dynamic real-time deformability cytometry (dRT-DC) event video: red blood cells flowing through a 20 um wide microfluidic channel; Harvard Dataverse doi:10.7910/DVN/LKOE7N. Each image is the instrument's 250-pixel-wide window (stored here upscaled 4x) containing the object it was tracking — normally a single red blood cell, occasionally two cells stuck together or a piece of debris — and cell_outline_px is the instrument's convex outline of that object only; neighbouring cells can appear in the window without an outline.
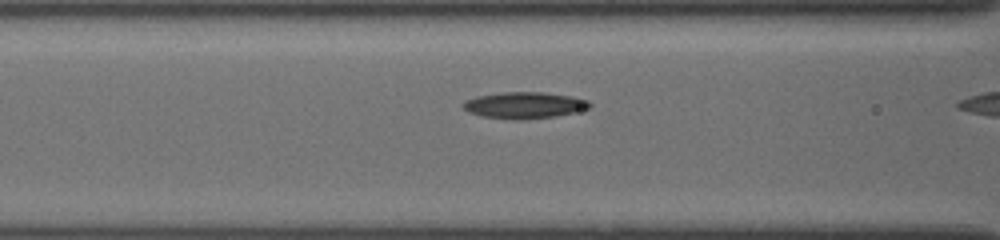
{"species": "common noctule bat (a hibernating species)", "species_latin": "Nyctalus noctula", "temperature_condition": "cold", "stored_images_in_passage": 13, "camera_frame_rate_fps": 3000, "um_per_image_px": 0.085, "animal": {"sex": "female", "body_mass_g": 19.5, "forearm_length_mm": 54.1}, "frame": {"image": 1, "passage_image": 11, "time_ms": 2.333, "image_size_px": [1000, 240], "cell_outline_px": [[592, 104], [588, 108], [556, 116], [520, 120], [484, 116], [468, 112], [460, 104], [464, 100], [476, 96], [504, 92], [544, 92], [572, 96], [588, 100]], "centroid_in_image_um": [44.54, 8.93], "position_along_channel_um": 122.1, "area_um2": 19.42}}